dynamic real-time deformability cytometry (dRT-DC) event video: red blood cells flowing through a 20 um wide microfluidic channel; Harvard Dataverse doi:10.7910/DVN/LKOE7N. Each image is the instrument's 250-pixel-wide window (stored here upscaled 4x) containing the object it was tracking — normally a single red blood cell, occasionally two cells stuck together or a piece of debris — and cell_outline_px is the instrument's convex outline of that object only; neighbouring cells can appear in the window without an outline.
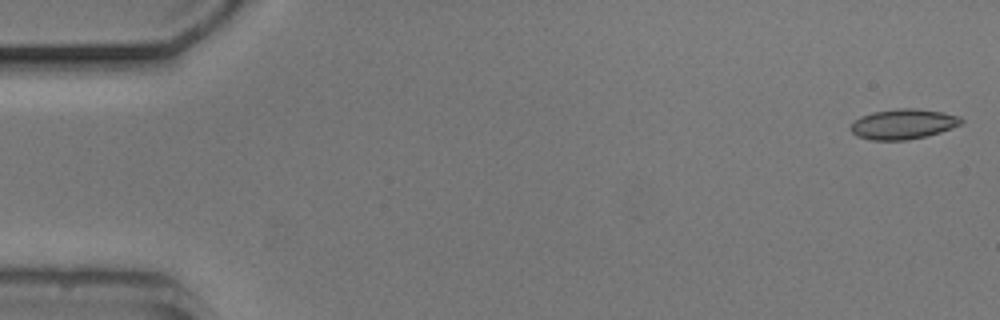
{"species": "common noctule bat (a hibernating species)", "species_latin": "Nyctalus noctula", "temperature_condition": "cold", "stored_images_in_passage": 36, "camera_frame_rate_fps": 3000, "um_per_image_px": 0.085, "animal": {"sex": "male", "body_mass_g": 20.5, "forearm_length_mm": 52.5}, "frame": {"image": 1, "passage_image": 1, "time_ms": 0.0, "image_size_px": [1000, 320], "cell_outline_px": [[964, 120], [960, 124], [952, 128], [940, 132], [908, 140], [872, 140], [856, 136], [848, 128], [860, 116], [872, 112], [896, 108], [916, 108], [940, 112], [960, 116]], "centroid_in_image_um": [76.74, 10.54], "position_along_channel_um": 8.3, "area_um2": 19.42}}
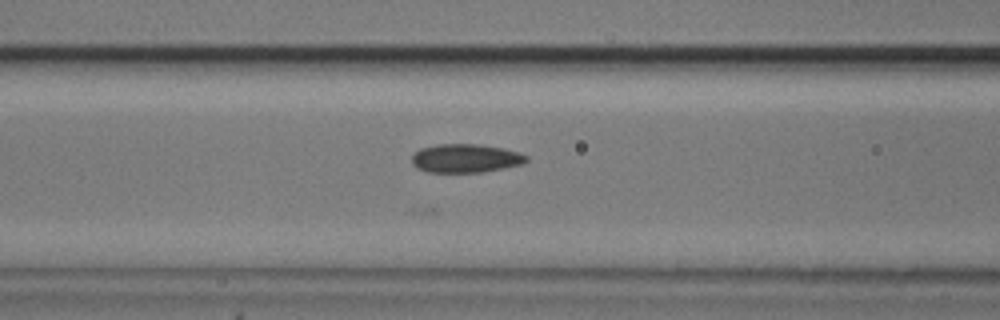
{"frame": {"image": 2, "passage_image": 21, "time_ms": 6.667, "image_size_px": [1000, 320], "cell_outline_px": [[528, 160], [520, 164], [480, 172], [428, 172], [416, 168], [412, 164], [412, 156], [420, 148], [436, 144], [480, 144], [504, 148], [520, 152], [528, 156]], "centroid_in_image_um": [39.55, 13.44], "position_along_channel_um": 127.1, "area_um2": 19.07}}